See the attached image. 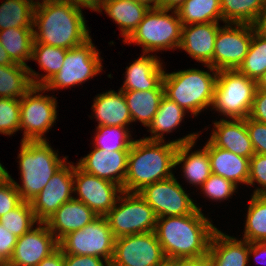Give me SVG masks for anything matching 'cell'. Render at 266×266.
<instances>
[{
    "label": "cell",
    "mask_w": 266,
    "mask_h": 266,
    "mask_svg": "<svg viewBox=\"0 0 266 266\" xmlns=\"http://www.w3.org/2000/svg\"><path fill=\"white\" fill-rule=\"evenodd\" d=\"M198 136L192 133L163 145L164 141L134 140L129 150L122 191L139 192L149 184L173 177L171 169L176 167L178 145L197 140Z\"/></svg>",
    "instance_id": "6da1fadb"
},
{
    "label": "cell",
    "mask_w": 266,
    "mask_h": 266,
    "mask_svg": "<svg viewBox=\"0 0 266 266\" xmlns=\"http://www.w3.org/2000/svg\"><path fill=\"white\" fill-rule=\"evenodd\" d=\"M216 230L196 209L189 215L157 218L155 233L168 260L207 257Z\"/></svg>",
    "instance_id": "7a4b0ae2"
},
{
    "label": "cell",
    "mask_w": 266,
    "mask_h": 266,
    "mask_svg": "<svg viewBox=\"0 0 266 266\" xmlns=\"http://www.w3.org/2000/svg\"><path fill=\"white\" fill-rule=\"evenodd\" d=\"M82 9L60 0L36 2L33 16L34 42L63 49L82 45L91 37Z\"/></svg>",
    "instance_id": "3957f363"
},
{
    "label": "cell",
    "mask_w": 266,
    "mask_h": 266,
    "mask_svg": "<svg viewBox=\"0 0 266 266\" xmlns=\"http://www.w3.org/2000/svg\"><path fill=\"white\" fill-rule=\"evenodd\" d=\"M19 157L22 186L14 185L22 201L30 202L65 164L46 141H21Z\"/></svg>",
    "instance_id": "277c9868"
},
{
    "label": "cell",
    "mask_w": 266,
    "mask_h": 266,
    "mask_svg": "<svg viewBox=\"0 0 266 266\" xmlns=\"http://www.w3.org/2000/svg\"><path fill=\"white\" fill-rule=\"evenodd\" d=\"M212 74L214 75L193 68L173 73L164 72V95L197 116L213 104L218 71L214 69Z\"/></svg>",
    "instance_id": "5b68a950"
},
{
    "label": "cell",
    "mask_w": 266,
    "mask_h": 266,
    "mask_svg": "<svg viewBox=\"0 0 266 266\" xmlns=\"http://www.w3.org/2000/svg\"><path fill=\"white\" fill-rule=\"evenodd\" d=\"M149 9L133 33L124 41L143 46V53L179 48L182 23L176 11Z\"/></svg>",
    "instance_id": "8992f818"
},
{
    "label": "cell",
    "mask_w": 266,
    "mask_h": 266,
    "mask_svg": "<svg viewBox=\"0 0 266 266\" xmlns=\"http://www.w3.org/2000/svg\"><path fill=\"white\" fill-rule=\"evenodd\" d=\"M258 84L237 70L218 71L213 108L233 119L249 117Z\"/></svg>",
    "instance_id": "52a82bcc"
},
{
    "label": "cell",
    "mask_w": 266,
    "mask_h": 266,
    "mask_svg": "<svg viewBox=\"0 0 266 266\" xmlns=\"http://www.w3.org/2000/svg\"><path fill=\"white\" fill-rule=\"evenodd\" d=\"M118 201L105 215L115 238L155 231L157 216L138 192L122 191Z\"/></svg>",
    "instance_id": "ba28073f"
},
{
    "label": "cell",
    "mask_w": 266,
    "mask_h": 266,
    "mask_svg": "<svg viewBox=\"0 0 266 266\" xmlns=\"http://www.w3.org/2000/svg\"><path fill=\"white\" fill-rule=\"evenodd\" d=\"M115 237L105 216H98L82 229L72 231L59 241L63 254L90 255L112 261Z\"/></svg>",
    "instance_id": "9c48e42d"
},
{
    "label": "cell",
    "mask_w": 266,
    "mask_h": 266,
    "mask_svg": "<svg viewBox=\"0 0 266 266\" xmlns=\"http://www.w3.org/2000/svg\"><path fill=\"white\" fill-rule=\"evenodd\" d=\"M100 54L91 38L82 45L67 49L63 65L59 72L43 87L48 90L68 88L85 82L102 70Z\"/></svg>",
    "instance_id": "30bf717a"
},
{
    "label": "cell",
    "mask_w": 266,
    "mask_h": 266,
    "mask_svg": "<svg viewBox=\"0 0 266 266\" xmlns=\"http://www.w3.org/2000/svg\"><path fill=\"white\" fill-rule=\"evenodd\" d=\"M40 91L45 92L46 89L33 86L20 99V129L24 130L22 141H46L43 134L48 132L57 119L56 98L43 96L38 93Z\"/></svg>",
    "instance_id": "8fae6325"
},
{
    "label": "cell",
    "mask_w": 266,
    "mask_h": 266,
    "mask_svg": "<svg viewBox=\"0 0 266 266\" xmlns=\"http://www.w3.org/2000/svg\"><path fill=\"white\" fill-rule=\"evenodd\" d=\"M166 261L153 231L116 238L110 266H162Z\"/></svg>",
    "instance_id": "7c38bea8"
},
{
    "label": "cell",
    "mask_w": 266,
    "mask_h": 266,
    "mask_svg": "<svg viewBox=\"0 0 266 266\" xmlns=\"http://www.w3.org/2000/svg\"><path fill=\"white\" fill-rule=\"evenodd\" d=\"M225 23L219 28L215 39L212 68L217 71L237 70L248 53L254 25Z\"/></svg>",
    "instance_id": "4fadbf2b"
},
{
    "label": "cell",
    "mask_w": 266,
    "mask_h": 266,
    "mask_svg": "<svg viewBox=\"0 0 266 266\" xmlns=\"http://www.w3.org/2000/svg\"><path fill=\"white\" fill-rule=\"evenodd\" d=\"M138 193L154 210L157 218L189 215L196 209L200 210L174 176L149 184Z\"/></svg>",
    "instance_id": "5bb4252c"
},
{
    "label": "cell",
    "mask_w": 266,
    "mask_h": 266,
    "mask_svg": "<svg viewBox=\"0 0 266 266\" xmlns=\"http://www.w3.org/2000/svg\"><path fill=\"white\" fill-rule=\"evenodd\" d=\"M75 198L86 204L97 216H105L118 202L117 193L122 188L103 178L88 174L77 165L74 166V192Z\"/></svg>",
    "instance_id": "9a60e30c"
},
{
    "label": "cell",
    "mask_w": 266,
    "mask_h": 266,
    "mask_svg": "<svg viewBox=\"0 0 266 266\" xmlns=\"http://www.w3.org/2000/svg\"><path fill=\"white\" fill-rule=\"evenodd\" d=\"M66 163L52 176L42 191L30 201L38 222H45L74 192V165Z\"/></svg>",
    "instance_id": "2e32d148"
},
{
    "label": "cell",
    "mask_w": 266,
    "mask_h": 266,
    "mask_svg": "<svg viewBox=\"0 0 266 266\" xmlns=\"http://www.w3.org/2000/svg\"><path fill=\"white\" fill-rule=\"evenodd\" d=\"M38 224V227L35 229L32 227L18 238L7 266H37L41 260L59 248V241L46 223L38 222Z\"/></svg>",
    "instance_id": "e0dca14e"
},
{
    "label": "cell",
    "mask_w": 266,
    "mask_h": 266,
    "mask_svg": "<svg viewBox=\"0 0 266 266\" xmlns=\"http://www.w3.org/2000/svg\"><path fill=\"white\" fill-rule=\"evenodd\" d=\"M129 151L94 150L79 160L77 166L84 172L109 180L121 188L127 173Z\"/></svg>",
    "instance_id": "ac0fdd59"
},
{
    "label": "cell",
    "mask_w": 266,
    "mask_h": 266,
    "mask_svg": "<svg viewBox=\"0 0 266 266\" xmlns=\"http://www.w3.org/2000/svg\"><path fill=\"white\" fill-rule=\"evenodd\" d=\"M219 22L182 25L180 49L185 50L192 58L202 62L211 72L215 39Z\"/></svg>",
    "instance_id": "d6986e66"
},
{
    "label": "cell",
    "mask_w": 266,
    "mask_h": 266,
    "mask_svg": "<svg viewBox=\"0 0 266 266\" xmlns=\"http://www.w3.org/2000/svg\"><path fill=\"white\" fill-rule=\"evenodd\" d=\"M214 125L216 129L209 139L214 146L249 159L255 154L246 128V118L233 121L221 119Z\"/></svg>",
    "instance_id": "ffe728a7"
},
{
    "label": "cell",
    "mask_w": 266,
    "mask_h": 266,
    "mask_svg": "<svg viewBox=\"0 0 266 266\" xmlns=\"http://www.w3.org/2000/svg\"><path fill=\"white\" fill-rule=\"evenodd\" d=\"M97 217L86 204L72 198L62 204L45 223L56 239L60 241L68 233L82 229Z\"/></svg>",
    "instance_id": "44dd1931"
},
{
    "label": "cell",
    "mask_w": 266,
    "mask_h": 266,
    "mask_svg": "<svg viewBox=\"0 0 266 266\" xmlns=\"http://www.w3.org/2000/svg\"><path fill=\"white\" fill-rule=\"evenodd\" d=\"M126 75L122 91L164 90L162 80L164 70L162 63L154 55L145 53L126 67Z\"/></svg>",
    "instance_id": "7402d4cb"
},
{
    "label": "cell",
    "mask_w": 266,
    "mask_h": 266,
    "mask_svg": "<svg viewBox=\"0 0 266 266\" xmlns=\"http://www.w3.org/2000/svg\"><path fill=\"white\" fill-rule=\"evenodd\" d=\"M207 257L210 266H246L249 261V242L237 240L217 229L211 238Z\"/></svg>",
    "instance_id": "603a6c76"
},
{
    "label": "cell",
    "mask_w": 266,
    "mask_h": 266,
    "mask_svg": "<svg viewBox=\"0 0 266 266\" xmlns=\"http://www.w3.org/2000/svg\"><path fill=\"white\" fill-rule=\"evenodd\" d=\"M210 158L211 173L237 183L248 184L250 159L214 146L209 140L204 146Z\"/></svg>",
    "instance_id": "cb8c5ba5"
},
{
    "label": "cell",
    "mask_w": 266,
    "mask_h": 266,
    "mask_svg": "<svg viewBox=\"0 0 266 266\" xmlns=\"http://www.w3.org/2000/svg\"><path fill=\"white\" fill-rule=\"evenodd\" d=\"M94 116L99 121L98 126L126 127L132 122V118L124 97L123 91L110 90L98 94L92 105Z\"/></svg>",
    "instance_id": "d4e9b609"
},
{
    "label": "cell",
    "mask_w": 266,
    "mask_h": 266,
    "mask_svg": "<svg viewBox=\"0 0 266 266\" xmlns=\"http://www.w3.org/2000/svg\"><path fill=\"white\" fill-rule=\"evenodd\" d=\"M195 144V140L179 144L175 155V166L183 164L184 177L190 184L200 185L210 177L211 165L207 149L204 147L200 151L189 154Z\"/></svg>",
    "instance_id": "484cf974"
},
{
    "label": "cell",
    "mask_w": 266,
    "mask_h": 266,
    "mask_svg": "<svg viewBox=\"0 0 266 266\" xmlns=\"http://www.w3.org/2000/svg\"><path fill=\"white\" fill-rule=\"evenodd\" d=\"M101 8L118 26L120 25L124 41L133 33L149 10L133 0H103L99 12L103 10Z\"/></svg>",
    "instance_id": "4316f807"
},
{
    "label": "cell",
    "mask_w": 266,
    "mask_h": 266,
    "mask_svg": "<svg viewBox=\"0 0 266 266\" xmlns=\"http://www.w3.org/2000/svg\"><path fill=\"white\" fill-rule=\"evenodd\" d=\"M67 49L46 45L43 43L33 42L31 59L36 60L41 69L47 72L41 77L29 66V76L33 86L43 87L54 75L60 71ZM39 77V78H38Z\"/></svg>",
    "instance_id": "83f0119b"
},
{
    "label": "cell",
    "mask_w": 266,
    "mask_h": 266,
    "mask_svg": "<svg viewBox=\"0 0 266 266\" xmlns=\"http://www.w3.org/2000/svg\"><path fill=\"white\" fill-rule=\"evenodd\" d=\"M132 122L138 120L148 127L155 116L164 90L123 91Z\"/></svg>",
    "instance_id": "f1b7e54d"
},
{
    "label": "cell",
    "mask_w": 266,
    "mask_h": 266,
    "mask_svg": "<svg viewBox=\"0 0 266 266\" xmlns=\"http://www.w3.org/2000/svg\"><path fill=\"white\" fill-rule=\"evenodd\" d=\"M33 30V28H9L0 31V43L14 63L28 67L25 60H31Z\"/></svg>",
    "instance_id": "f546056e"
},
{
    "label": "cell",
    "mask_w": 266,
    "mask_h": 266,
    "mask_svg": "<svg viewBox=\"0 0 266 266\" xmlns=\"http://www.w3.org/2000/svg\"><path fill=\"white\" fill-rule=\"evenodd\" d=\"M32 87L28 67L0 65V98L21 99Z\"/></svg>",
    "instance_id": "4dcf8cb0"
},
{
    "label": "cell",
    "mask_w": 266,
    "mask_h": 266,
    "mask_svg": "<svg viewBox=\"0 0 266 266\" xmlns=\"http://www.w3.org/2000/svg\"><path fill=\"white\" fill-rule=\"evenodd\" d=\"M184 116L185 110L175 101L164 95L152 122L148 126L152 136L144 139L150 141H164V132H172V130L181 123Z\"/></svg>",
    "instance_id": "1f68e13d"
},
{
    "label": "cell",
    "mask_w": 266,
    "mask_h": 266,
    "mask_svg": "<svg viewBox=\"0 0 266 266\" xmlns=\"http://www.w3.org/2000/svg\"><path fill=\"white\" fill-rule=\"evenodd\" d=\"M176 12L182 25L222 20L220 0H185Z\"/></svg>",
    "instance_id": "d6a6232c"
},
{
    "label": "cell",
    "mask_w": 266,
    "mask_h": 266,
    "mask_svg": "<svg viewBox=\"0 0 266 266\" xmlns=\"http://www.w3.org/2000/svg\"><path fill=\"white\" fill-rule=\"evenodd\" d=\"M36 1L6 0L0 5V31L9 28H33Z\"/></svg>",
    "instance_id": "836d02e7"
},
{
    "label": "cell",
    "mask_w": 266,
    "mask_h": 266,
    "mask_svg": "<svg viewBox=\"0 0 266 266\" xmlns=\"http://www.w3.org/2000/svg\"><path fill=\"white\" fill-rule=\"evenodd\" d=\"M224 23L254 25L266 0H220Z\"/></svg>",
    "instance_id": "e575fe53"
},
{
    "label": "cell",
    "mask_w": 266,
    "mask_h": 266,
    "mask_svg": "<svg viewBox=\"0 0 266 266\" xmlns=\"http://www.w3.org/2000/svg\"><path fill=\"white\" fill-rule=\"evenodd\" d=\"M243 240L266 241V195H253L248 206Z\"/></svg>",
    "instance_id": "d590c367"
},
{
    "label": "cell",
    "mask_w": 266,
    "mask_h": 266,
    "mask_svg": "<svg viewBox=\"0 0 266 266\" xmlns=\"http://www.w3.org/2000/svg\"><path fill=\"white\" fill-rule=\"evenodd\" d=\"M237 71L257 82L266 72V37L253 32V38L242 64Z\"/></svg>",
    "instance_id": "8d00e7d4"
},
{
    "label": "cell",
    "mask_w": 266,
    "mask_h": 266,
    "mask_svg": "<svg viewBox=\"0 0 266 266\" xmlns=\"http://www.w3.org/2000/svg\"><path fill=\"white\" fill-rule=\"evenodd\" d=\"M95 147L106 151H129L134 140L130 139L127 127L98 126Z\"/></svg>",
    "instance_id": "74e56055"
},
{
    "label": "cell",
    "mask_w": 266,
    "mask_h": 266,
    "mask_svg": "<svg viewBox=\"0 0 266 266\" xmlns=\"http://www.w3.org/2000/svg\"><path fill=\"white\" fill-rule=\"evenodd\" d=\"M0 223L16 237L28 232L36 220L30 202L22 201L16 208L0 217Z\"/></svg>",
    "instance_id": "f35d334b"
},
{
    "label": "cell",
    "mask_w": 266,
    "mask_h": 266,
    "mask_svg": "<svg viewBox=\"0 0 266 266\" xmlns=\"http://www.w3.org/2000/svg\"><path fill=\"white\" fill-rule=\"evenodd\" d=\"M20 99L0 98V133L11 135L20 129Z\"/></svg>",
    "instance_id": "ab89813d"
},
{
    "label": "cell",
    "mask_w": 266,
    "mask_h": 266,
    "mask_svg": "<svg viewBox=\"0 0 266 266\" xmlns=\"http://www.w3.org/2000/svg\"><path fill=\"white\" fill-rule=\"evenodd\" d=\"M237 185L221 176L211 174L202 184L201 189L212 200L227 199L236 191Z\"/></svg>",
    "instance_id": "60d3db41"
},
{
    "label": "cell",
    "mask_w": 266,
    "mask_h": 266,
    "mask_svg": "<svg viewBox=\"0 0 266 266\" xmlns=\"http://www.w3.org/2000/svg\"><path fill=\"white\" fill-rule=\"evenodd\" d=\"M254 181L262 188H257L252 195H266V155L264 154L255 153L250 158L248 184L253 185Z\"/></svg>",
    "instance_id": "b9f144b4"
},
{
    "label": "cell",
    "mask_w": 266,
    "mask_h": 266,
    "mask_svg": "<svg viewBox=\"0 0 266 266\" xmlns=\"http://www.w3.org/2000/svg\"><path fill=\"white\" fill-rule=\"evenodd\" d=\"M22 199L14 185V180L9 178L0 183V217L16 208Z\"/></svg>",
    "instance_id": "7bdbcfd3"
},
{
    "label": "cell",
    "mask_w": 266,
    "mask_h": 266,
    "mask_svg": "<svg viewBox=\"0 0 266 266\" xmlns=\"http://www.w3.org/2000/svg\"><path fill=\"white\" fill-rule=\"evenodd\" d=\"M246 128L254 152L266 155V124L247 117Z\"/></svg>",
    "instance_id": "ee69618b"
},
{
    "label": "cell",
    "mask_w": 266,
    "mask_h": 266,
    "mask_svg": "<svg viewBox=\"0 0 266 266\" xmlns=\"http://www.w3.org/2000/svg\"><path fill=\"white\" fill-rule=\"evenodd\" d=\"M249 118L266 124V91L256 89Z\"/></svg>",
    "instance_id": "f6af8a7d"
},
{
    "label": "cell",
    "mask_w": 266,
    "mask_h": 266,
    "mask_svg": "<svg viewBox=\"0 0 266 266\" xmlns=\"http://www.w3.org/2000/svg\"><path fill=\"white\" fill-rule=\"evenodd\" d=\"M64 266H110V263L96 256L64 254Z\"/></svg>",
    "instance_id": "bcb514c9"
},
{
    "label": "cell",
    "mask_w": 266,
    "mask_h": 266,
    "mask_svg": "<svg viewBox=\"0 0 266 266\" xmlns=\"http://www.w3.org/2000/svg\"><path fill=\"white\" fill-rule=\"evenodd\" d=\"M17 240L18 237L9 232L0 223V255L6 262L12 257Z\"/></svg>",
    "instance_id": "7dc6e473"
},
{
    "label": "cell",
    "mask_w": 266,
    "mask_h": 266,
    "mask_svg": "<svg viewBox=\"0 0 266 266\" xmlns=\"http://www.w3.org/2000/svg\"><path fill=\"white\" fill-rule=\"evenodd\" d=\"M171 266H210L208 257L171 259Z\"/></svg>",
    "instance_id": "c3c4849f"
},
{
    "label": "cell",
    "mask_w": 266,
    "mask_h": 266,
    "mask_svg": "<svg viewBox=\"0 0 266 266\" xmlns=\"http://www.w3.org/2000/svg\"><path fill=\"white\" fill-rule=\"evenodd\" d=\"M37 266H64L63 251L58 248L50 256L41 260Z\"/></svg>",
    "instance_id": "681fc988"
},
{
    "label": "cell",
    "mask_w": 266,
    "mask_h": 266,
    "mask_svg": "<svg viewBox=\"0 0 266 266\" xmlns=\"http://www.w3.org/2000/svg\"><path fill=\"white\" fill-rule=\"evenodd\" d=\"M60 1L69 3L70 5L76 6L78 8L85 7L99 12L103 0H60Z\"/></svg>",
    "instance_id": "f907efd6"
},
{
    "label": "cell",
    "mask_w": 266,
    "mask_h": 266,
    "mask_svg": "<svg viewBox=\"0 0 266 266\" xmlns=\"http://www.w3.org/2000/svg\"><path fill=\"white\" fill-rule=\"evenodd\" d=\"M252 253H253V255L255 256V259L258 262L259 261L257 259L258 257H261L263 255H266V241L265 242H252V243H249V256ZM261 258H263V257H261ZM263 264H265V262H263Z\"/></svg>",
    "instance_id": "816d5d0a"
},
{
    "label": "cell",
    "mask_w": 266,
    "mask_h": 266,
    "mask_svg": "<svg viewBox=\"0 0 266 266\" xmlns=\"http://www.w3.org/2000/svg\"><path fill=\"white\" fill-rule=\"evenodd\" d=\"M254 27L256 32L266 37V6L260 12L259 17L254 24Z\"/></svg>",
    "instance_id": "f5cc1de1"
},
{
    "label": "cell",
    "mask_w": 266,
    "mask_h": 266,
    "mask_svg": "<svg viewBox=\"0 0 266 266\" xmlns=\"http://www.w3.org/2000/svg\"><path fill=\"white\" fill-rule=\"evenodd\" d=\"M185 0H158V8L177 11Z\"/></svg>",
    "instance_id": "db71d44e"
},
{
    "label": "cell",
    "mask_w": 266,
    "mask_h": 266,
    "mask_svg": "<svg viewBox=\"0 0 266 266\" xmlns=\"http://www.w3.org/2000/svg\"><path fill=\"white\" fill-rule=\"evenodd\" d=\"M11 64H15L10 56L8 55V53L6 52V50L3 48V46L0 43V65L1 66H6V65H11Z\"/></svg>",
    "instance_id": "11a10c76"
},
{
    "label": "cell",
    "mask_w": 266,
    "mask_h": 266,
    "mask_svg": "<svg viewBox=\"0 0 266 266\" xmlns=\"http://www.w3.org/2000/svg\"><path fill=\"white\" fill-rule=\"evenodd\" d=\"M133 1H135L136 3H140L149 9L158 8V0H133Z\"/></svg>",
    "instance_id": "9f6ffc18"
},
{
    "label": "cell",
    "mask_w": 266,
    "mask_h": 266,
    "mask_svg": "<svg viewBox=\"0 0 266 266\" xmlns=\"http://www.w3.org/2000/svg\"><path fill=\"white\" fill-rule=\"evenodd\" d=\"M9 178V173L4 169V166L0 163V183Z\"/></svg>",
    "instance_id": "6f0895ef"
},
{
    "label": "cell",
    "mask_w": 266,
    "mask_h": 266,
    "mask_svg": "<svg viewBox=\"0 0 266 266\" xmlns=\"http://www.w3.org/2000/svg\"><path fill=\"white\" fill-rule=\"evenodd\" d=\"M257 84H258V88L266 91V72L260 78V80L257 82Z\"/></svg>",
    "instance_id": "680465c9"
},
{
    "label": "cell",
    "mask_w": 266,
    "mask_h": 266,
    "mask_svg": "<svg viewBox=\"0 0 266 266\" xmlns=\"http://www.w3.org/2000/svg\"><path fill=\"white\" fill-rule=\"evenodd\" d=\"M0 266H7V262L4 260V258L0 255Z\"/></svg>",
    "instance_id": "91938a15"
},
{
    "label": "cell",
    "mask_w": 266,
    "mask_h": 266,
    "mask_svg": "<svg viewBox=\"0 0 266 266\" xmlns=\"http://www.w3.org/2000/svg\"><path fill=\"white\" fill-rule=\"evenodd\" d=\"M162 266H171V259H168L166 261V263L164 265H162Z\"/></svg>",
    "instance_id": "94428289"
}]
</instances>
